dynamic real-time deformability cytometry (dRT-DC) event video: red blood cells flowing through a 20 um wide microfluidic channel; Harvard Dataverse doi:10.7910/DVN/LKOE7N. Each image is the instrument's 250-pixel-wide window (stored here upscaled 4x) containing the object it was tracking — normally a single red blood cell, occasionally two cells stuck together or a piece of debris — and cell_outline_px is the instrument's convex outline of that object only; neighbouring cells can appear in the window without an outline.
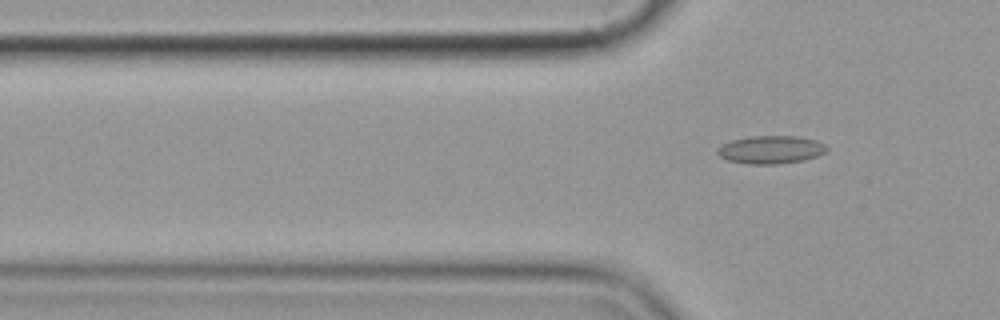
{"species": "common noctule bat (a hibernating species)", "species_latin": "Nyctalus noctula", "temperature_condition": "cold", "stored_images_in_passage": 2, "camera_frame_rate_fps": 3000, "um_per_image_px": 0.085, "animal": {"sex": "female", "body_mass_g": 19.9}, "frame": {"image": 1, "passage_image": 2, "time_ms": 2.0, "image_size_px": [1000, 320], "cell_outline_px": [[828, 152], [804, 160], [780, 164], [748, 164], [728, 160], [720, 156], [716, 152], [716, 148], [732, 140], [752, 136], [800, 136], [816, 140], [824, 144], [828, 148]], "centroid_in_image_um": [65.55, 12.72], "position_along_channel_um": 60.3, "area_um2": 17.92}}